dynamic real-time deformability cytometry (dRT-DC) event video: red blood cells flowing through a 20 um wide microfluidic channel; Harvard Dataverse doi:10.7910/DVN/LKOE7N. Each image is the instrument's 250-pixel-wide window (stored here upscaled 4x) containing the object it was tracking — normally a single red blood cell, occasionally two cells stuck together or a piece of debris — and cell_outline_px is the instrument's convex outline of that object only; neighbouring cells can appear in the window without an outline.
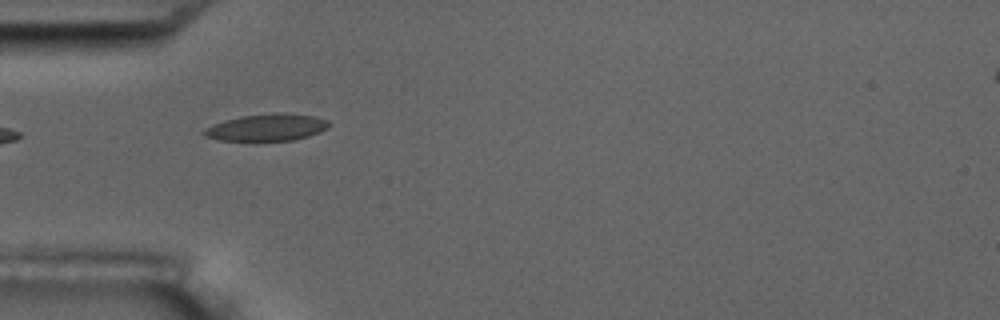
{"species": "common noctule bat (a hibernating species)", "species_latin": "Nyctalus noctula", "temperature_condition": "room temperature", "stored_images_in_passage": 12, "camera_frame_rate_fps": 3000, "um_per_image_px": 0.085, "animal": {"sex": "male", "body_mass_g": 17.5, "forearm_length_mm": 52.3}, "frame": {"image": 1, "passage_image": 1, "time_ms": 0.0, "image_size_px": [1000, 320], "cell_outline_px": [[332, 124], [328, 128], [320, 132], [308, 136], [292, 140], [220, 140], [204, 136], [200, 132], [204, 128], [212, 124], [224, 120], [240, 116], [280, 112], [312, 116], [328, 120]], "centroid_in_image_um": [22.66, 10.82], "position_along_channel_um": 62.3, "area_um2": 19.65}}
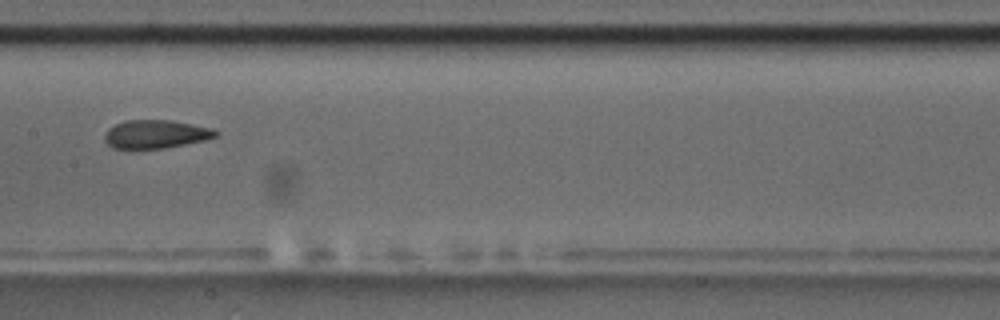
{"frame": {"image": 2, "passage_image": 4, "time_ms": 3.667, "image_size_px": [1000, 320], "cell_outline_px": [[220, 132], [216, 136], [204, 140], [164, 148], [112, 148], [104, 140], [104, 136], [108, 128], [124, 120], [172, 120], [212, 128]], "centroid_in_image_um": [13.23, 11.39], "position_along_channel_um": 194.2, "area_um2": 18.26}}
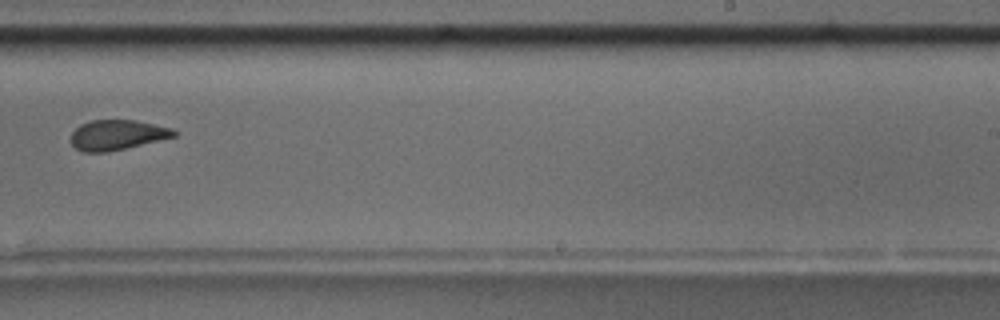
{"frame": {"image": 3, "passage_image": 6, "time_ms": 6.0, "image_size_px": [1000, 320], "cell_outline_px": [[180, 132], [176, 136], [108, 152], [84, 152], [76, 148], [72, 144], [72, 132], [80, 124], [92, 120], [136, 120], [172, 128]], "centroid_in_image_um": [9.98, 11.46], "position_along_channel_um": 279.0, "area_um2": 17.98}}